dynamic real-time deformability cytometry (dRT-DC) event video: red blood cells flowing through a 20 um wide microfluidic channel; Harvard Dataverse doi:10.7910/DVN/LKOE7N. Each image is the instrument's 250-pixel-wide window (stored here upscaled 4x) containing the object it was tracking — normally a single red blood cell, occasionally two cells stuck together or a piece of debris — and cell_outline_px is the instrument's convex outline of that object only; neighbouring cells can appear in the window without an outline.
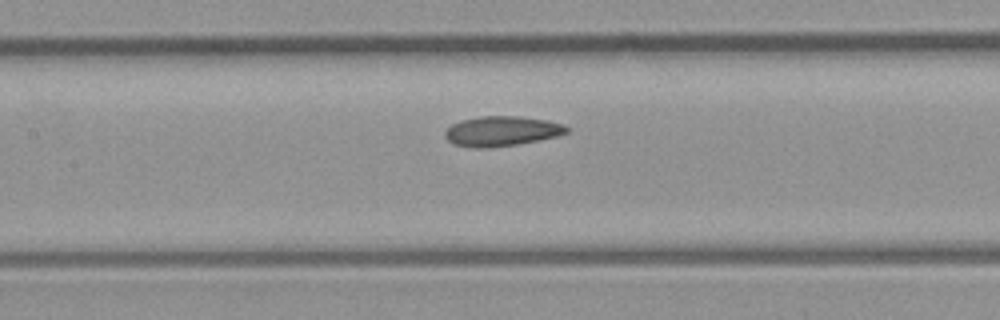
{"species": "common noctule bat (a hibernating species)", "species_latin": "Nyctalus noctula", "temperature_condition": "room temperature", "stored_images_in_passage": 7, "segment_of_instrument_passage": [1, 2], "camera_frame_rate_fps": 3000, "um_per_image_px": 0.085, "animal": {"sex": "male", "body_mass_g": 23.1, "forearm_length_mm": 52.7}, "frame": {"image": 1, "passage_image": 6, "time_ms": 1.667, "image_size_px": [1000, 320], "cell_outline_px": [[572, 128], [568, 132], [556, 136], [540, 140], [516, 144], [480, 148], [452, 144], [444, 136], [444, 132], [452, 124], [460, 120], [480, 116], [516, 116], [548, 120], [564, 124]], "centroid_in_image_um": [42.67, 11.13], "position_along_channel_um": 164.7, "area_um2": 21.21}}